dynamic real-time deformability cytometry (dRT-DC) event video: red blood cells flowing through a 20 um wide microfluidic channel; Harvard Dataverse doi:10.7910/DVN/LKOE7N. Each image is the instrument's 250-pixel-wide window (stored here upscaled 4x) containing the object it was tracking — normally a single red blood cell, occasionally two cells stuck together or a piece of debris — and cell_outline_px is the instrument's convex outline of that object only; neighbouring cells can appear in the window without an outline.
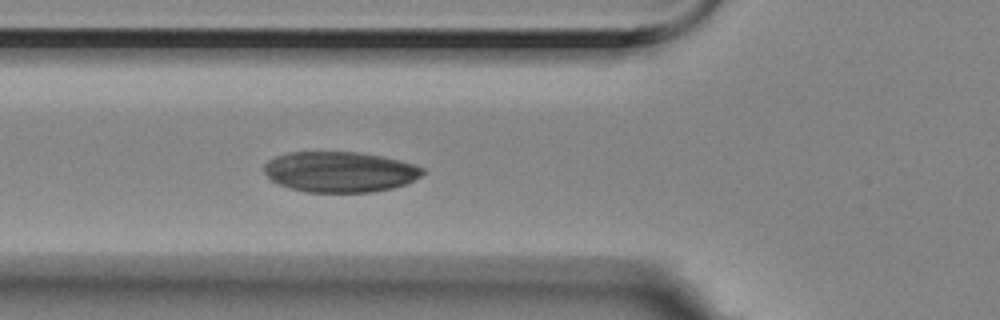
{"species": "Egyptian fruit bat (a non-hibernating species)", "species_latin": "Rousettus aegyptiacus", "temperature_condition": "room temperature", "stored_images_in_passage": 5, "camera_frame_rate_fps": 3000, "um_per_image_px": 0.085, "animal": {"sex": "female"}, "frame": {"image": 1, "passage_image": 5, "time_ms": 1.333, "image_size_px": [1000, 320], "cell_outline_px": [[424, 172], [420, 176], [404, 184], [392, 188], [372, 192], [308, 192], [288, 188], [272, 180], [264, 172], [264, 164], [268, 160], [276, 156], [288, 152], [356, 152], [380, 156], [400, 160], [416, 164], [424, 168]], "centroid_in_image_um": [28.88, 14.6], "position_along_channel_um": 96.9, "area_um2": 37.4}}